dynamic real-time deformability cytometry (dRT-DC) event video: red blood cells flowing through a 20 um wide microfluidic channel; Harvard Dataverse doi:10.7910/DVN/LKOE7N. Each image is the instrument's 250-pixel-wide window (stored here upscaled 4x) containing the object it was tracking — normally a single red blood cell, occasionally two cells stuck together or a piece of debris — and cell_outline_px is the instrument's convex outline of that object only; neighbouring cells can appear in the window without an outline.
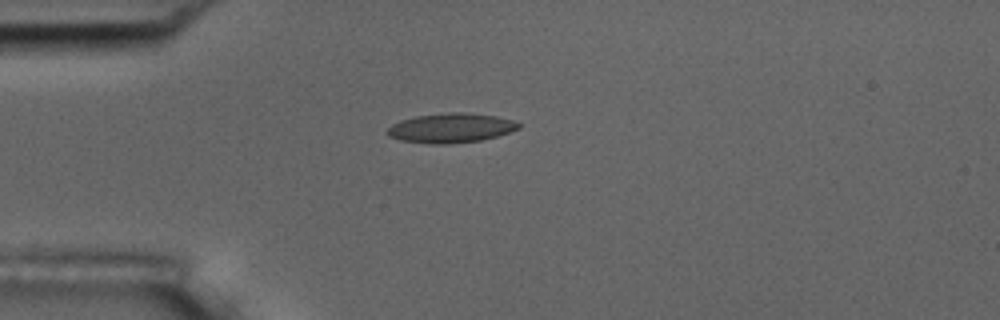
{"species": "common noctule bat (a hibernating species)", "species_latin": "Nyctalus noctula", "temperature_condition": "room temperature", "stored_images_in_passage": 4, "camera_frame_rate_fps": 3000, "um_per_image_px": 0.085, "animal": {"sex": "male", "body_mass_g": 17.5, "forearm_length_mm": 52.3}, "frame": {"image": 1, "passage_image": 4, "time_ms": 4.333, "image_size_px": [1000, 320], "cell_outline_px": [[520, 128], [496, 136], [480, 140], [448, 144], [428, 144], [400, 140], [388, 136], [384, 132], [392, 124], [400, 120], [416, 116], [448, 112], [464, 112], [496, 116], [512, 120], [520, 124]], "centroid_in_image_um": [38.27, 10.88], "position_along_channel_um": 46.7, "area_um2": 22.6}}